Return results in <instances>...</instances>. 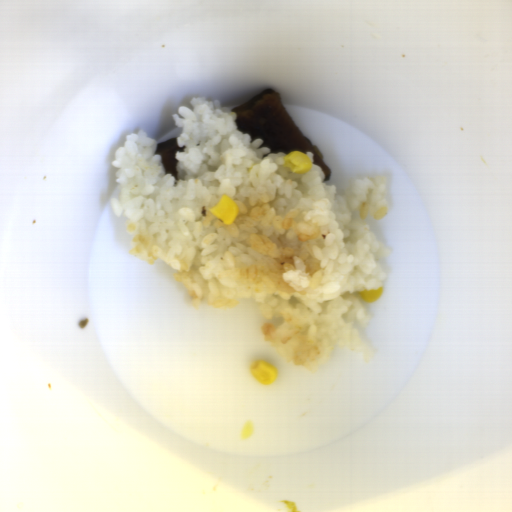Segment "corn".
Returning <instances> with one entry per match:
<instances>
[{
  "mask_svg": "<svg viewBox=\"0 0 512 512\" xmlns=\"http://www.w3.org/2000/svg\"><path fill=\"white\" fill-rule=\"evenodd\" d=\"M383 288L378 289H364L363 291H358V295L360 299L364 302H375L382 294Z\"/></svg>",
  "mask_w": 512,
  "mask_h": 512,
  "instance_id": "corn-4",
  "label": "corn"
},
{
  "mask_svg": "<svg viewBox=\"0 0 512 512\" xmlns=\"http://www.w3.org/2000/svg\"><path fill=\"white\" fill-rule=\"evenodd\" d=\"M251 374L261 385H271L277 380L278 370L264 360H257L252 363Z\"/></svg>",
  "mask_w": 512,
  "mask_h": 512,
  "instance_id": "corn-3",
  "label": "corn"
},
{
  "mask_svg": "<svg viewBox=\"0 0 512 512\" xmlns=\"http://www.w3.org/2000/svg\"><path fill=\"white\" fill-rule=\"evenodd\" d=\"M239 211L237 203L227 195L221 196L219 202L210 209V212L226 225L234 222Z\"/></svg>",
  "mask_w": 512,
  "mask_h": 512,
  "instance_id": "corn-1",
  "label": "corn"
},
{
  "mask_svg": "<svg viewBox=\"0 0 512 512\" xmlns=\"http://www.w3.org/2000/svg\"><path fill=\"white\" fill-rule=\"evenodd\" d=\"M284 165L288 167L292 173L307 174L313 166L310 156L301 151H293L284 156Z\"/></svg>",
  "mask_w": 512,
  "mask_h": 512,
  "instance_id": "corn-2",
  "label": "corn"
}]
</instances>
